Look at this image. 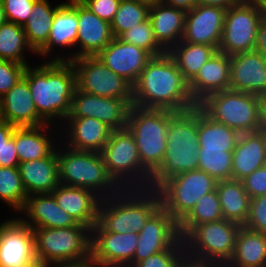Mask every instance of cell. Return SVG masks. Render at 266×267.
I'll use <instances>...</instances> for the list:
<instances>
[{
  "label": "cell",
  "mask_w": 266,
  "mask_h": 267,
  "mask_svg": "<svg viewBox=\"0 0 266 267\" xmlns=\"http://www.w3.org/2000/svg\"><path fill=\"white\" fill-rule=\"evenodd\" d=\"M133 105L174 112L197 107L190 93L189 82L167 52L153 57L139 75L133 85Z\"/></svg>",
  "instance_id": "1"
},
{
  "label": "cell",
  "mask_w": 266,
  "mask_h": 267,
  "mask_svg": "<svg viewBox=\"0 0 266 267\" xmlns=\"http://www.w3.org/2000/svg\"><path fill=\"white\" fill-rule=\"evenodd\" d=\"M23 77L28 81L38 115L47 124H54L51 122L56 119L64 123L76 89L72 63L48 60L34 67L27 65Z\"/></svg>",
  "instance_id": "2"
},
{
  "label": "cell",
  "mask_w": 266,
  "mask_h": 267,
  "mask_svg": "<svg viewBox=\"0 0 266 267\" xmlns=\"http://www.w3.org/2000/svg\"><path fill=\"white\" fill-rule=\"evenodd\" d=\"M198 107L170 117L166 150L160 167L151 175L150 188L157 190L178 174L198 169Z\"/></svg>",
  "instance_id": "3"
},
{
  "label": "cell",
  "mask_w": 266,
  "mask_h": 267,
  "mask_svg": "<svg viewBox=\"0 0 266 267\" xmlns=\"http://www.w3.org/2000/svg\"><path fill=\"white\" fill-rule=\"evenodd\" d=\"M160 206L161 197L155 189H121L101 200L97 223L108 232L138 234Z\"/></svg>",
  "instance_id": "4"
},
{
  "label": "cell",
  "mask_w": 266,
  "mask_h": 267,
  "mask_svg": "<svg viewBox=\"0 0 266 267\" xmlns=\"http://www.w3.org/2000/svg\"><path fill=\"white\" fill-rule=\"evenodd\" d=\"M63 146H57L60 184L89 189L102 199L122 189L109 175L102 153Z\"/></svg>",
  "instance_id": "5"
},
{
  "label": "cell",
  "mask_w": 266,
  "mask_h": 267,
  "mask_svg": "<svg viewBox=\"0 0 266 267\" xmlns=\"http://www.w3.org/2000/svg\"><path fill=\"white\" fill-rule=\"evenodd\" d=\"M240 227L226 219L194 225L182 237L186 260L224 267L233 256Z\"/></svg>",
  "instance_id": "6"
},
{
  "label": "cell",
  "mask_w": 266,
  "mask_h": 267,
  "mask_svg": "<svg viewBox=\"0 0 266 267\" xmlns=\"http://www.w3.org/2000/svg\"><path fill=\"white\" fill-rule=\"evenodd\" d=\"M174 111L145 109L132 105L127 129L134 136L142 166L152 175L161 165L166 150L170 117Z\"/></svg>",
  "instance_id": "7"
},
{
  "label": "cell",
  "mask_w": 266,
  "mask_h": 267,
  "mask_svg": "<svg viewBox=\"0 0 266 267\" xmlns=\"http://www.w3.org/2000/svg\"><path fill=\"white\" fill-rule=\"evenodd\" d=\"M35 257L50 265L91 259V229L82 224L68 228H34Z\"/></svg>",
  "instance_id": "8"
},
{
  "label": "cell",
  "mask_w": 266,
  "mask_h": 267,
  "mask_svg": "<svg viewBox=\"0 0 266 267\" xmlns=\"http://www.w3.org/2000/svg\"><path fill=\"white\" fill-rule=\"evenodd\" d=\"M197 107L211 120L240 134L259 131V107L254 94L227 89L208 95Z\"/></svg>",
  "instance_id": "9"
},
{
  "label": "cell",
  "mask_w": 266,
  "mask_h": 267,
  "mask_svg": "<svg viewBox=\"0 0 266 267\" xmlns=\"http://www.w3.org/2000/svg\"><path fill=\"white\" fill-rule=\"evenodd\" d=\"M101 153L109 175L122 189L150 188L151 174L142 166L128 129L112 131Z\"/></svg>",
  "instance_id": "10"
},
{
  "label": "cell",
  "mask_w": 266,
  "mask_h": 267,
  "mask_svg": "<svg viewBox=\"0 0 266 267\" xmlns=\"http://www.w3.org/2000/svg\"><path fill=\"white\" fill-rule=\"evenodd\" d=\"M217 181L202 170L171 177L157 191L161 206L179 223L205 194L216 190Z\"/></svg>",
  "instance_id": "11"
},
{
  "label": "cell",
  "mask_w": 266,
  "mask_h": 267,
  "mask_svg": "<svg viewBox=\"0 0 266 267\" xmlns=\"http://www.w3.org/2000/svg\"><path fill=\"white\" fill-rule=\"evenodd\" d=\"M262 17L255 0H239L225 12L218 51L233 56L255 50L257 30Z\"/></svg>",
  "instance_id": "12"
},
{
  "label": "cell",
  "mask_w": 266,
  "mask_h": 267,
  "mask_svg": "<svg viewBox=\"0 0 266 267\" xmlns=\"http://www.w3.org/2000/svg\"><path fill=\"white\" fill-rule=\"evenodd\" d=\"M70 62L75 71L76 89L101 97L133 99V86L96 56L79 57Z\"/></svg>",
  "instance_id": "13"
},
{
  "label": "cell",
  "mask_w": 266,
  "mask_h": 267,
  "mask_svg": "<svg viewBox=\"0 0 266 267\" xmlns=\"http://www.w3.org/2000/svg\"><path fill=\"white\" fill-rule=\"evenodd\" d=\"M133 99L101 97L75 89L67 117H93L113 131L127 129Z\"/></svg>",
  "instance_id": "14"
},
{
  "label": "cell",
  "mask_w": 266,
  "mask_h": 267,
  "mask_svg": "<svg viewBox=\"0 0 266 267\" xmlns=\"http://www.w3.org/2000/svg\"><path fill=\"white\" fill-rule=\"evenodd\" d=\"M138 240L134 232H108L96 223L91 229V260L97 267H127L133 261Z\"/></svg>",
  "instance_id": "15"
},
{
  "label": "cell",
  "mask_w": 266,
  "mask_h": 267,
  "mask_svg": "<svg viewBox=\"0 0 266 267\" xmlns=\"http://www.w3.org/2000/svg\"><path fill=\"white\" fill-rule=\"evenodd\" d=\"M138 237L133 261L127 267L168 249L181 238L178 222L162 206L148 218Z\"/></svg>",
  "instance_id": "16"
},
{
  "label": "cell",
  "mask_w": 266,
  "mask_h": 267,
  "mask_svg": "<svg viewBox=\"0 0 266 267\" xmlns=\"http://www.w3.org/2000/svg\"><path fill=\"white\" fill-rule=\"evenodd\" d=\"M76 11L79 23L76 47L80 48L70 56H54L52 61H71L79 57L97 56L114 38L111 23L95 15L80 0H76Z\"/></svg>",
  "instance_id": "17"
},
{
  "label": "cell",
  "mask_w": 266,
  "mask_h": 267,
  "mask_svg": "<svg viewBox=\"0 0 266 267\" xmlns=\"http://www.w3.org/2000/svg\"><path fill=\"white\" fill-rule=\"evenodd\" d=\"M35 258L33 229L18 217L1 222L0 267H21Z\"/></svg>",
  "instance_id": "18"
},
{
  "label": "cell",
  "mask_w": 266,
  "mask_h": 267,
  "mask_svg": "<svg viewBox=\"0 0 266 267\" xmlns=\"http://www.w3.org/2000/svg\"><path fill=\"white\" fill-rule=\"evenodd\" d=\"M96 57L132 86L147 63L153 58L149 52L136 45L125 43L118 37H114Z\"/></svg>",
  "instance_id": "19"
},
{
  "label": "cell",
  "mask_w": 266,
  "mask_h": 267,
  "mask_svg": "<svg viewBox=\"0 0 266 267\" xmlns=\"http://www.w3.org/2000/svg\"><path fill=\"white\" fill-rule=\"evenodd\" d=\"M226 9L196 5L186 13L183 42L214 46L221 43Z\"/></svg>",
  "instance_id": "20"
},
{
  "label": "cell",
  "mask_w": 266,
  "mask_h": 267,
  "mask_svg": "<svg viewBox=\"0 0 266 267\" xmlns=\"http://www.w3.org/2000/svg\"><path fill=\"white\" fill-rule=\"evenodd\" d=\"M229 89L254 95L266 90V58L256 50L230 56Z\"/></svg>",
  "instance_id": "21"
},
{
  "label": "cell",
  "mask_w": 266,
  "mask_h": 267,
  "mask_svg": "<svg viewBox=\"0 0 266 267\" xmlns=\"http://www.w3.org/2000/svg\"><path fill=\"white\" fill-rule=\"evenodd\" d=\"M65 125L63 124L62 137L64 141L60 143L74 150L99 152L101 153L104 146L109 141L111 132L113 131L105 123L100 122L93 117H66ZM68 125V127H65ZM67 133V134H66Z\"/></svg>",
  "instance_id": "22"
},
{
  "label": "cell",
  "mask_w": 266,
  "mask_h": 267,
  "mask_svg": "<svg viewBox=\"0 0 266 267\" xmlns=\"http://www.w3.org/2000/svg\"><path fill=\"white\" fill-rule=\"evenodd\" d=\"M0 120L15 127L47 124L36 111L28 81L24 77L0 98Z\"/></svg>",
  "instance_id": "23"
},
{
  "label": "cell",
  "mask_w": 266,
  "mask_h": 267,
  "mask_svg": "<svg viewBox=\"0 0 266 267\" xmlns=\"http://www.w3.org/2000/svg\"><path fill=\"white\" fill-rule=\"evenodd\" d=\"M25 218L19 219L34 228H68L76 226L75 219L58 206L52 193L30 194L23 209Z\"/></svg>",
  "instance_id": "24"
},
{
  "label": "cell",
  "mask_w": 266,
  "mask_h": 267,
  "mask_svg": "<svg viewBox=\"0 0 266 267\" xmlns=\"http://www.w3.org/2000/svg\"><path fill=\"white\" fill-rule=\"evenodd\" d=\"M58 206L79 224L92 227L98 222L102 198L95 192L79 187L59 184L52 192Z\"/></svg>",
  "instance_id": "25"
},
{
  "label": "cell",
  "mask_w": 266,
  "mask_h": 267,
  "mask_svg": "<svg viewBox=\"0 0 266 267\" xmlns=\"http://www.w3.org/2000/svg\"><path fill=\"white\" fill-rule=\"evenodd\" d=\"M230 56L217 51L189 82L192 99L196 104L210 94L229 89Z\"/></svg>",
  "instance_id": "26"
},
{
  "label": "cell",
  "mask_w": 266,
  "mask_h": 267,
  "mask_svg": "<svg viewBox=\"0 0 266 267\" xmlns=\"http://www.w3.org/2000/svg\"><path fill=\"white\" fill-rule=\"evenodd\" d=\"M18 170L27 195L52 193L60 184L57 148L48 157L19 163Z\"/></svg>",
  "instance_id": "27"
},
{
  "label": "cell",
  "mask_w": 266,
  "mask_h": 267,
  "mask_svg": "<svg viewBox=\"0 0 266 267\" xmlns=\"http://www.w3.org/2000/svg\"><path fill=\"white\" fill-rule=\"evenodd\" d=\"M186 13L183 9L165 3L150 6L149 20L154 37L166 52L182 40Z\"/></svg>",
  "instance_id": "28"
},
{
  "label": "cell",
  "mask_w": 266,
  "mask_h": 267,
  "mask_svg": "<svg viewBox=\"0 0 266 267\" xmlns=\"http://www.w3.org/2000/svg\"><path fill=\"white\" fill-rule=\"evenodd\" d=\"M266 132L256 131L240 135L232 157V179L242 180L265 166Z\"/></svg>",
  "instance_id": "29"
},
{
  "label": "cell",
  "mask_w": 266,
  "mask_h": 267,
  "mask_svg": "<svg viewBox=\"0 0 266 267\" xmlns=\"http://www.w3.org/2000/svg\"><path fill=\"white\" fill-rule=\"evenodd\" d=\"M78 27L76 0L61 2L54 14L47 44L37 54L47 57L52 54L55 46L61 49L76 47Z\"/></svg>",
  "instance_id": "30"
},
{
  "label": "cell",
  "mask_w": 266,
  "mask_h": 267,
  "mask_svg": "<svg viewBox=\"0 0 266 267\" xmlns=\"http://www.w3.org/2000/svg\"><path fill=\"white\" fill-rule=\"evenodd\" d=\"M50 125L15 128L13 139L20 163L48 157L56 149L54 143L59 145V142H53L48 135Z\"/></svg>",
  "instance_id": "31"
},
{
  "label": "cell",
  "mask_w": 266,
  "mask_h": 267,
  "mask_svg": "<svg viewBox=\"0 0 266 267\" xmlns=\"http://www.w3.org/2000/svg\"><path fill=\"white\" fill-rule=\"evenodd\" d=\"M224 267H266V233L241 226L233 256Z\"/></svg>",
  "instance_id": "32"
},
{
  "label": "cell",
  "mask_w": 266,
  "mask_h": 267,
  "mask_svg": "<svg viewBox=\"0 0 266 267\" xmlns=\"http://www.w3.org/2000/svg\"><path fill=\"white\" fill-rule=\"evenodd\" d=\"M223 219L244 226L250 205V196L244 189L242 180L228 179L217 181Z\"/></svg>",
  "instance_id": "33"
},
{
  "label": "cell",
  "mask_w": 266,
  "mask_h": 267,
  "mask_svg": "<svg viewBox=\"0 0 266 267\" xmlns=\"http://www.w3.org/2000/svg\"><path fill=\"white\" fill-rule=\"evenodd\" d=\"M214 46L183 42L171 47L167 53L183 77L190 82L203 65L217 52Z\"/></svg>",
  "instance_id": "34"
},
{
  "label": "cell",
  "mask_w": 266,
  "mask_h": 267,
  "mask_svg": "<svg viewBox=\"0 0 266 267\" xmlns=\"http://www.w3.org/2000/svg\"><path fill=\"white\" fill-rule=\"evenodd\" d=\"M240 133L211 120L198 108V143L204 150L234 151Z\"/></svg>",
  "instance_id": "35"
},
{
  "label": "cell",
  "mask_w": 266,
  "mask_h": 267,
  "mask_svg": "<svg viewBox=\"0 0 266 267\" xmlns=\"http://www.w3.org/2000/svg\"><path fill=\"white\" fill-rule=\"evenodd\" d=\"M59 5L50 6L48 0H36L31 16L23 26L26 39L31 49L37 53L47 44L52 21Z\"/></svg>",
  "instance_id": "36"
},
{
  "label": "cell",
  "mask_w": 266,
  "mask_h": 267,
  "mask_svg": "<svg viewBox=\"0 0 266 267\" xmlns=\"http://www.w3.org/2000/svg\"><path fill=\"white\" fill-rule=\"evenodd\" d=\"M26 49L36 54L27 42L23 26L13 22H4L0 26V59L27 66L29 63L25 60L26 56L23 53Z\"/></svg>",
  "instance_id": "37"
},
{
  "label": "cell",
  "mask_w": 266,
  "mask_h": 267,
  "mask_svg": "<svg viewBox=\"0 0 266 267\" xmlns=\"http://www.w3.org/2000/svg\"><path fill=\"white\" fill-rule=\"evenodd\" d=\"M223 219L217 191L203 195L192 210L178 223L182 238L194 225L215 222Z\"/></svg>",
  "instance_id": "38"
},
{
  "label": "cell",
  "mask_w": 266,
  "mask_h": 267,
  "mask_svg": "<svg viewBox=\"0 0 266 267\" xmlns=\"http://www.w3.org/2000/svg\"><path fill=\"white\" fill-rule=\"evenodd\" d=\"M27 193L22 183L18 167H0V199L13 211L23 209Z\"/></svg>",
  "instance_id": "39"
},
{
  "label": "cell",
  "mask_w": 266,
  "mask_h": 267,
  "mask_svg": "<svg viewBox=\"0 0 266 267\" xmlns=\"http://www.w3.org/2000/svg\"><path fill=\"white\" fill-rule=\"evenodd\" d=\"M149 8V5L139 0L120 1L118 10L111 22L113 36L119 37L125 31L146 21L149 18Z\"/></svg>",
  "instance_id": "40"
},
{
  "label": "cell",
  "mask_w": 266,
  "mask_h": 267,
  "mask_svg": "<svg viewBox=\"0 0 266 267\" xmlns=\"http://www.w3.org/2000/svg\"><path fill=\"white\" fill-rule=\"evenodd\" d=\"M198 169L216 181L232 179L233 151L198 149Z\"/></svg>",
  "instance_id": "41"
},
{
  "label": "cell",
  "mask_w": 266,
  "mask_h": 267,
  "mask_svg": "<svg viewBox=\"0 0 266 267\" xmlns=\"http://www.w3.org/2000/svg\"><path fill=\"white\" fill-rule=\"evenodd\" d=\"M118 38L125 43L133 44L144 49L153 57L166 53L154 37L152 24L149 18L132 29L125 31Z\"/></svg>",
  "instance_id": "42"
},
{
  "label": "cell",
  "mask_w": 266,
  "mask_h": 267,
  "mask_svg": "<svg viewBox=\"0 0 266 267\" xmlns=\"http://www.w3.org/2000/svg\"><path fill=\"white\" fill-rule=\"evenodd\" d=\"M186 261L183 239L173 246L137 263L134 267H181Z\"/></svg>",
  "instance_id": "43"
},
{
  "label": "cell",
  "mask_w": 266,
  "mask_h": 267,
  "mask_svg": "<svg viewBox=\"0 0 266 267\" xmlns=\"http://www.w3.org/2000/svg\"><path fill=\"white\" fill-rule=\"evenodd\" d=\"M35 1L36 0H2L6 20L24 26L31 16Z\"/></svg>",
  "instance_id": "44"
},
{
  "label": "cell",
  "mask_w": 266,
  "mask_h": 267,
  "mask_svg": "<svg viewBox=\"0 0 266 267\" xmlns=\"http://www.w3.org/2000/svg\"><path fill=\"white\" fill-rule=\"evenodd\" d=\"M26 65L0 59V98L23 78Z\"/></svg>",
  "instance_id": "45"
},
{
  "label": "cell",
  "mask_w": 266,
  "mask_h": 267,
  "mask_svg": "<svg viewBox=\"0 0 266 267\" xmlns=\"http://www.w3.org/2000/svg\"><path fill=\"white\" fill-rule=\"evenodd\" d=\"M244 227L266 233V194L250 199L249 212Z\"/></svg>",
  "instance_id": "46"
},
{
  "label": "cell",
  "mask_w": 266,
  "mask_h": 267,
  "mask_svg": "<svg viewBox=\"0 0 266 267\" xmlns=\"http://www.w3.org/2000/svg\"><path fill=\"white\" fill-rule=\"evenodd\" d=\"M244 189L250 196L259 197L266 194V165L253 171L242 179Z\"/></svg>",
  "instance_id": "47"
},
{
  "label": "cell",
  "mask_w": 266,
  "mask_h": 267,
  "mask_svg": "<svg viewBox=\"0 0 266 267\" xmlns=\"http://www.w3.org/2000/svg\"><path fill=\"white\" fill-rule=\"evenodd\" d=\"M95 15L111 23L118 10L120 0H80Z\"/></svg>",
  "instance_id": "48"
},
{
  "label": "cell",
  "mask_w": 266,
  "mask_h": 267,
  "mask_svg": "<svg viewBox=\"0 0 266 267\" xmlns=\"http://www.w3.org/2000/svg\"><path fill=\"white\" fill-rule=\"evenodd\" d=\"M19 163L18 153L15 149V140L12 136L0 148V167H18Z\"/></svg>",
  "instance_id": "49"
},
{
  "label": "cell",
  "mask_w": 266,
  "mask_h": 267,
  "mask_svg": "<svg viewBox=\"0 0 266 267\" xmlns=\"http://www.w3.org/2000/svg\"><path fill=\"white\" fill-rule=\"evenodd\" d=\"M255 50L266 58V21L264 20L260 22L257 30Z\"/></svg>",
  "instance_id": "50"
},
{
  "label": "cell",
  "mask_w": 266,
  "mask_h": 267,
  "mask_svg": "<svg viewBox=\"0 0 266 267\" xmlns=\"http://www.w3.org/2000/svg\"><path fill=\"white\" fill-rule=\"evenodd\" d=\"M256 97L259 107V131L266 132V90L259 92Z\"/></svg>",
  "instance_id": "51"
},
{
  "label": "cell",
  "mask_w": 266,
  "mask_h": 267,
  "mask_svg": "<svg viewBox=\"0 0 266 267\" xmlns=\"http://www.w3.org/2000/svg\"><path fill=\"white\" fill-rule=\"evenodd\" d=\"M15 126L6 121L0 120V148L6 144L15 130Z\"/></svg>",
  "instance_id": "52"
},
{
  "label": "cell",
  "mask_w": 266,
  "mask_h": 267,
  "mask_svg": "<svg viewBox=\"0 0 266 267\" xmlns=\"http://www.w3.org/2000/svg\"><path fill=\"white\" fill-rule=\"evenodd\" d=\"M239 0H197L198 5L214 6L228 9L235 5Z\"/></svg>",
  "instance_id": "53"
},
{
  "label": "cell",
  "mask_w": 266,
  "mask_h": 267,
  "mask_svg": "<svg viewBox=\"0 0 266 267\" xmlns=\"http://www.w3.org/2000/svg\"><path fill=\"white\" fill-rule=\"evenodd\" d=\"M163 3L189 11L197 5V0H164Z\"/></svg>",
  "instance_id": "54"
},
{
  "label": "cell",
  "mask_w": 266,
  "mask_h": 267,
  "mask_svg": "<svg viewBox=\"0 0 266 267\" xmlns=\"http://www.w3.org/2000/svg\"><path fill=\"white\" fill-rule=\"evenodd\" d=\"M49 267H97L92 260L72 262V263H55L50 264Z\"/></svg>",
  "instance_id": "55"
},
{
  "label": "cell",
  "mask_w": 266,
  "mask_h": 267,
  "mask_svg": "<svg viewBox=\"0 0 266 267\" xmlns=\"http://www.w3.org/2000/svg\"><path fill=\"white\" fill-rule=\"evenodd\" d=\"M21 267H49V265L42 262L40 259L35 258L34 260L28 262L27 264Z\"/></svg>",
  "instance_id": "56"
},
{
  "label": "cell",
  "mask_w": 266,
  "mask_h": 267,
  "mask_svg": "<svg viewBox=\"0 0 266 267\" xmlns=\"http://www.w3.org/2000/svg\"><path fill=\"white\" fill-rule=\"evenodd\" d=\"M258 4L262 20L266 21V0H255Z\"/></svg>",
  "instance_id": "57"
},
{
  "label": "cell",
  "mask_w": 266,
  "mask_h": 267,
  "mask_svg": "<svg viewBox=\"0 0 266 267\" xmlns=\"http://www.w3.org/2000/svg\"><path fill=\"white\" fill-rule=\"evenodd\" d=\"M181 267H217V266L191 263V262L186 260L185 263Z\"/></svg>",
  "instance_id": "58"
},
{
  "label": "cell",
  "mask_w": 266,
  "mask_h": 267,
  "mask_svg": "<svg viewBox=\"0 0 266 267\" xmlns=\"http://www.w3.org/2000/svg\"><path fill=\"white\" fill-rule=\"evenodd\" d=\"M6 21L7 20H6V17H5L3 3H2V0H0V26Z\"/></svg>",
  "instance_id": "59"
},
{
  "label": "cell",
  "mask_w": 266,
  "mask_h": 267,
  "mask_svg": "<svg viewBox=\"0 0 266 267\" xmlns=\"http://www.w3.org/2000/svg\"><path fill=\"white\" fill-rule=\"evenodd\" d=\"M139 1L149 6H152V5L161 4L163 3L164 0H139Z\"/></svg>",
  "instance_id": "60"
}]
</instances>
